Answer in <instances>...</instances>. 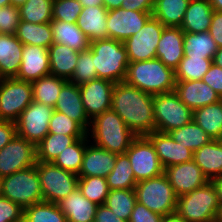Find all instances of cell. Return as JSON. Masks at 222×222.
<instances>
[{
    "label": "cell",
    "mask_w": 222,
    "mask_h": 222,
    "mask_svg": "<svg viewBox=\"0 0 222 222\" xmlns=\"http://www.w3.org/2000/svg\"><path fill=\"white\" fill-rule=\"evenodd\" d=\"M111 109L137 136L155 131L153 95L125 82L115 83Z\"/></svg>",
    "instance_id": "obj_1"
},
{
    "label": "cell",
    "mask_w": 222,
    "mask_h": 222,
    "mask_svg": "<svg viewBox=\"0 0 222 222\" xmlns=\"http://www.w3.org/2000/svg\"><path fill=\"white\" fill-rule=\"evenodd\" d=\"M124 82L150 95L172 92L175 89V72L159 59L129 63Z\"/></svg>",
    "instance_id": "obj_2"
},
{
    "label": "cell",
    "mask_w": 222,
    "mask_h": 222,
    "mask_svg": "<svg viewBox=\"0 0 222 222\" xmlns=\"http://www.w3.org/2000/svg\"><path fill=\"white\" fill-rule=\"evenodd\" d=\"M87 135L93 138L94 145L117 155L125 153L137 137L112 109L95 116L91 120Z\"/></svg>",
    "instance_id": "obj_3"
},
{
    "label": "cell",
    "mask_w": 222,
    "mask_h": 222,
    "mask_svg": "<svg viewBox=\"0 0 222 222\" xmlns=\"http://www.w3.org/2000/svg\"><path fill=\"white\" fill-rule=\"evenodd\" d=\"M97 78L124 82L129 60L124 43L106 38L90 42Z\"/></svg>",
    "instance_id": "obj_4"
},
{
    "label": "cell",
    "mask_w": 222,
    "mask_h": 222,
    "mask_svg": "<svg viewBox=\"0 0 222 222\" xmlns=\"http://www.w3.org/2000/svg\"><path fill=\"white\" fill-rule=\"evenodd\" d=\"M220 206L217 191L212 181L180 195L176 212L187 222H215Z\"/></svg>",
    "instance_id": "obj_5"
},
{
    "label": "cell",
    "mask_w": 222,
    "mask_h": 222,
    "mask_svg": "<svg viewBox=\"0 0 222 222\" xmlns=\"http://www.w3.org/2000/svg\"><path fill=\"white\" fill-rule=\"evenodd\" d=\"M0 195L18 204L23 210L43 202L37 162L32 167L1 178Z\"/></svg>",
    "instance_id": "obj_6"
},
{
    "label": "cell",
    "mask_w": 222,
    "mask_h": 222,
    "mask_svg": "<svg viewBox=\"0 0 222 222\" xmlns=\"http://www.w3.org/2000/svg\"><path fill=\"white\" fill-rule=\"evenodd\" d=\"M137 202L163 217L176 211L177 195L165 173L137 182Z\"/></svg>",
    "instance_id": "obj_7"
},
{
    "label": "cell",
    "mask_w": 222,
    "mask_h": 222,
    "mask_svg": "<svg viewBox=\"0 0 222 222\" xmlns=\"http://www.w3.org/2000/svg\"><path fill=\"white\" fill-rule=\"evenodd\" d=\"M155 131L168 133L193 121V110L172 91L153 96Z\"/></svg>",
    "instance_id": "obj_8"
},
{
    "label": "cell",
    "mask_w": 222,
    "mask_h": 222,
    "mask_svg": "<svg viewBox=\"0 0 222 222\" xmlns=\"http://www.w3.org/2000/svg\"><path fill=\"white\" fill-rule=\"evenodd\" d=\"M43 201L58 204L78 187L77 174L63 170L52 162L37 161Z\"/></svg>",
    "instance_id": "obj_9"
},
{
    "label": "cell",
    "mask_w": 222,
    "mask_h": 222,
    "mask_svg": "<svg viewBox=\"0 0 222 222\" xmlns=\"http://www.w3.org/2000/svg\"><path fill=\"white\" fill-rule=\"evenodd\" d=\"M32 101L31 82L15 78L0 79V120L16 122Z\"/></svg>",
    "instance_id": "obj_10"
},
{
    "label": "cell",
    "mask_w": 222,
    "mask_h": 222,
    "mask_svg": "<svg viewBox=\"0 0 222 222\" xmlns=\"http://www.w3.org/2000/svg\"><path fill=\"white\" fill-rule=\"evenodd\" d=\"M134 171L136 182L148 180L164 173L154 146L146 136H137L125 152Z\"/></svg>",
    "instance_id": "obj_11"
},
{
    "label": "cell",
    "mask_w": 222,
    "mask_h": 222,
    "mask_svg": "<svg viewBox=\"0 0 222 222\" xmlns=\"http://www.w3.org/2000/svg\"><path fill=\"white\" fill-rule=\"evenodd\" d=\"M54 111V107L32 101L15 122L17 136L36 146L49 133V121Z\"/></svg>",
    "instance_id": "obj_12"
},
{
    "label": "cell",
    "mask_w": 222,
    "mask_h": 222,
    "mask_svg": "<svg viewBox=\"0 0 222 222\" xmlns=\"http://www.w3.org/2000/svg\"><path fill=\"white\" fill-rule=\"evenodd\" d=\"M165 26L151 17L145 25L123 43L129 63L156 58V49Z\"/></svg>",
    "instance_id": "obj_13"
},
{
    "label": "cell",
    "mask_w": 222,
    "mask_h": 222,
    "mask_svg": "<svg viewBox=\"0 0 222 222\" xmlns=\"http://www.w3.org/2000/svg\"><path fill=\"white\" fill-rule=\"evenodd\" d=\"M36 146L15 136L0 150V179L36 165Z\"/></svg>",
    "instance_id": "obj_14"
},
{
    "label": "cell",
    "mask_w": 222,
    "mask_h": 222,
    "mask_svg": "<svg viewBox=\"0 0 222 222\" xmlns=\"http://www.w3.org/2000/svg\"><path fill=\"white\" fill-rule=\"evenodd\" d=\"M151 17L152 12H139L126 8L109 10L106 21L108 38L124 42L136 34Z\"/></svg>",
    "instance_id": "obj_15"
},
{
    "label": "cell",
    "mask_w": 222,
    "mask_h": 222,
    "mask_svg": "<svg viewBox=\"0 0 222 222\" xmlns=\"http://www.w3.org/2000/svg\"><path fill=\"white\" fill-rule=\"evenodd\" d=\"M114 82L107 79H94L79 85L82 103L90 120L112 106Z\"/></svg>",
    "instance_id": "obj_16"
},
{
    "label": "cell",
    "mask_w": 222,
    "mask_h": 222,
    "mask_svg": "<svg viewBox=\"0 0 222 222\" xmlns=\"http://www.w3.org/2000/svg\"><path fill=\"white\" fill-rule=\"evenodd\" d=\"M164 173L177 197L192 192L209 181L194 160L169 166Z\"/></svg>",
    "instance_id": "obj_17"
},
{
    "label": "cell",
    "mask_w": 222,
    "mask_h": 222,
    "mask_svg": "<svg viewBox=\"0 0 222 222\" xmlns=\"http://www.w3.org/2000/svg\"><path fill=\"white\" fill-rule=\"evenodd\" d=\"M50 75L48 49L42 46L24 45L22 62L15 79L33 82Z\"/></svg>",
    "instance_id": "obj_18"
},
{
    "label": "cell",
    "mask_w": 222,
    "mask_h": 222,
    "mask_svg": "<svg viewBox=\"0 0 222 222\" xmlns=\"http://www.w3.org/2000/svg\"><path fill=\"white\" fill-rule=\"evenodd\" d=\"M146 137L154 146L155 152L164 169L184 162L193 160L194 152L181 143L175 142L168 133L153 131Z\"/></svg>",
    "instance_id": "obj_19"
},
{
    "label": "cell",
    "mask_w": 222,
    "mask_h": 222,
    "mask_svg": "<svg viewBox=\"0 0 222 222\" xmlns=\"http://www.w3.org/2000/svg\"><path fill=\"white\" fill-rule=\"evenodd\" d=\"M54 109L76 121L86 132L90 129L91 120L84 110L78 85L67 81L62 86Z\"/></svg>",
    "instance_id": "obj_20"
},
{
    "label": "cell",
    "mask_w": 222,
    "mask_h": 222,
    "mask_svg": "<svg viewBox=\"0 0 222 222\" xmlns=\"http://www.w3.org/2000/svg\"><path fill=\"white\" fill-rule=\"evenodd\" d=\"M174 92L188 108H197L221 100L218 94L202 80L176 81Z\"/></svg>",
    "instance_id": "obj_21"
},
{
    "label": "cell",
    "mask_w": 222,
    "mask_h": 222,
    "mask_svg": "<svg viewBox=\"0 0 222 222\" xmlns=\"http://www.w3.org/2000/svg\"><path fill=\"white\" fill-rule=\"evenodd\" d=\"M184 32L180 27H165L161 34L156 58L174 71L184 57Z\"/></svg>",
    "instance_id": "obj_22"
},
{
    "label": "cell",
    "mask_w": 222,
    "mask_h": 222,
    "mask_svg": "<svg viewBox=\"0 0 222 222\" xmlns=\"http://www.w3.org/2000/svg\"><path fill=\"white\" fill-rule=\"evenodd\" d=\"M116 156L117 154L93 143L87 144L78 177L98 176L106 178L115 167Z\"/></svg>",
    "instance_id": "obj_23"
},
{
    "label": "cell",
    "mask_w": 222,
    "mask_h": 222,
    "mask_svg": "<svg viewBox=\"0 0 222 222\" xmlns=\"http://www.w3.org/2000/svg\"><path fill=\"white\" fill-rule=\"evenodd\" d=\"M108 10L103 5L83 6L76 25L87 36L89 42L108 38Z\"/></svg>",
    "instance_id": "obj_24"
},
{
    "label": "cell",
    "mask_w": 222,
    "mask_h": 222,
    "mask_svg": "<svg viewBox=\"0 0 222 222\" xmlns=\"http://www.w3.org/2000/svg\"><path fill=\"white\" fill-rule=\"evenodd\" d=\"M67 222H92L98 205L82 195L77 187L58 203Z\"/></svg>",
    "instance_id": "obj_25"
},
{
    "label": "cell",
    "mask_w": 222,
    "mask_h": 222,
    "mask_svg": "<svg viewBox=\"0 0 222 222\" xmlns=\"http://www.w3.org/2000/svg\"><path fill=\"white\" fill-rule=\"evenodd\" d=\"M23 47L16 35L0 34V79L17 76Z\"/></svg>",
    "instance_id": "obj_26"
},
{
    "label": "cell",
    "mask_w": 222,
    "mask_h": 222,
    "mask_svg": "<svg viewBox=\"0 0 222 222\" xmlns=\"http://www.w3.org/2000/svg\"><path fill=\"white\" fill-rule=\"evenodd\" d=\"M50 74L69 81L75 71L79 51L66 45L53 43L48 48Z\"/></svg>",
    "instance_id": "obj_27"
},
{
    "label": "cell",
    "mask_w": 222,
    "mask_h": 222,
    "mask_svg": "<svg viewBox=\"0 0 222 222\" xmlns=\"http://www.w3.org/2000/svg\"><path fill=\"white\" fill-rule=\"evenodd\" d=\"M213 12L208 0H191L180 26L181 30L190 33L209 31Z\"/></svg>",
    "instance_id": "obj_28"
},
{
    "label": "cell",
    "mask_w": 222,
    "mask_h": 222,
    "mask_svg": "<svg viewBox=\"0 0 222 222\" xmlns=\"http://www.w3.org/2000/svg\"><path fill=\"white\" fill-rule=\"evenodd\" d=\"M194 162L202 169L209 181L222 175V142L212 140L193 154Z\"/></svg>",
    "instance_id": "obj_29"
},
{
    "label": "cell",
    "mask_w": 222,
    "mask_h": 222,
    "mask_svg": "<svg viewBox=\"0 0 222 222\" xmlns=\"http://www.w3.org/2000/svg\"><path fill=\"white\" fill-rule=\"evenodd\" d=\"M51 28L53 43L66 45L79 52L89 49L90 42L76 23L52 20Z\"/></svg>",
    "instance_id": "obj_30"
},
{
    "label": "cell",
    "mask_w": 222,
    "mask_h": 222,
    "mask_svg": "<svg viewBox=\"0 0 222 222\" xmlns=\"http://www.w3.org/2000/svg\"><path fill=\"white\" fill-rule=\"evenodd\" d=\"M191 0H154L152 17L165 27H180Z\"/></svg>",
    "instance_id": "obj_31"
},
{
    "label": "cell",
    "mask_w": 222,
    "mask_h": 222,
    "mask_svg": "<svg viewBox=\"0 0 222 222\" xmlns=\"http://www.w3.org/2000/svg\"><path fill=\"white\" fill-rule=\"evenodd\" d=\"M15 35L23 45L42 46L48 49L53 44L51 22L34 24L20 20Z\"/></svg>",
    "instance_id": "obj_32"
},
{
    "label": "cell",
    "mask_w": 222,
    "mask_h": 222,
    "mask_svg": "<svg viewBox=\"0 0 222 222\" xmlns=\"http://www.w3.org/2000/svg\"><path fill=\"white\" fill-rule=\"evenodd\" d=\"M193 121L213 140H219L222 136V99L193 110Z\"/></svg>",
    "instance_id": "obj_33"
},
{
    "label": "cell",
    "mask_w": 222,
    "mask_h": 222,
    "mask_svg": "<svg viewBox=\"0 0 222 222\" xmlns=\"http://www.w3.org/2000/svg\"><path fill=\"white\" fill-rule=\"evenodd\" d=\"M83 137L84 136H67L64 134L48 133L36 145V160L39 162H53L66 147Z\"/></svg>",
    "instance_id": "obj_34"
},
{
    "label": "cell",
    "mask_w": 222,
    "mask_h": 222,
    "mask_svg": "<svg viewBox=\"0 0 222 222\" xmlns=\"http://www.w3.org/2000/svg\"><path fill=\"white\" fill-rule=\"evenodd\" d=\"M184 56H197L202 59H212L218 46L209 31L200 33L184 32Z\"/></svg>",
    "instance_id": "obj_35"
},
{
    "label": "cell",
    "mask_w": 222,
    "mask_h": 222,
    "mask_svg": "<svg viewBox=\"0 0 222 222\" xmlns=\"http://www.w3.org/2000/svg\"><path fill=\"white\" fill-rule=\"evenodd\" d=\"M66 82L67 80L51 74L31 82L33 101L54 107Z\"/></svg>",
    "instance_id": "obj_36"
},
{
    "label": "cell",
    "mask_w": 222,
    "mask_h": 222,
    "mask_svg": "<svg viewBox=\"0 0 222 222\" xmlns=\"http://www.w3.org/2000/svg\"><path fill=\"white\" fill-rule=\"evenodd\" d=\"M168 134L175 142L181 143L182 146L193 152L213 140L212 137L206 134V132L194 121L180 128L171 130Z\"/></svg>",
    "instance_id": "obj_37"
},
{
    "label": "cell",
    "mask_w": 222,
    "mask_h": 222,
    "mask_svg": "<svg viewBox=\"0 0 222 222\" xmlns=\"http://www.w3.org/2000/svg\"><path fill=\"white\" fill-rule=\"evenodd\" d=\"M106 179L109 190L135 188L137 182L126 153L116 156L115 167Z\"/></svg>",
    "instance_id": "obj_38"
},
{
    "label": "cell",
    "mask_w": 222,
    "mask_h": 222,
    "mask_svg": "<svg viewBox=\"0 0 222 222\" xmlns=\"http://www.w3.org/2000/svg\"><path fill=\"white\" fill-rule=\"evenodd\" d=\"M88 138L90 137L86 134L83 138L78 139L75 143L66 147L52 163L63 170L78 175L82 167L86 146L90 142Z\"/></svg>",
    "instance_id": "obj_39"
},
{
    "label": "cell",
    "mask_w": 222,
    "mask_h": 222,
    "mask_svg": "<svg viewBox=\"0 0 222 222\" xmlns=\"http://www.w3.org/2000/svg\"><path fill=\"white\" fill-rule=\"evenodd\" d=\"M136 202L134 189H115L109 190L105 205L119 218L129 222Z\"/></svg>",
    "instance_id": "obj_40"
},
{
    "label": "cell",
    "mask_w": 222,
    "mask_h": 222,
    "mask_svg": "<svg viewBox=\"0 0 222 222\" xmlns=\"http://www.w3.org/2000/svg\"><path fill=\"white\" fill-rule=\"evenodd\" d=\"M212 64V59H202V57L197 56H184L174 71L175 80H202L203 76L208 72Z\"/></svg>",
    "instance_id": "obj_41"
},
{
    "label": "cell",
    "mask_w": 222,
    "mask_h": 222,
    "mask_svg": "<svg viewBox=\"0 0 222 222\" xmlns=\"http://www.w3.org/2000/svg\"><path fill=\"white\" fill-rule=\"evenodd\" d=\"M54 0H27L19 7L20 19L34 24L51 22Z\"/></svg>",
    "instance_id": "obj_42"
},
{
    "label": "cell",
    "mask_w": 222,
    "mask_h": 222,
    "mask_svg": "<svg viewBox=\"0 0 222 222\" xmlns=\"http://www.w3.org/2000/svg\"><path fill=\"white\" fill-rule=\"evenodd\" d=\"M23 222H67L58 204L40 202L23 210Z\"/></svg>",
    "instance_id": "obj_43"
},
{
    "label": "cell",
    "mask_w": 222,
    "mask_h": 222,
    "mask_svg": "<svg viewBox=\"0 0 222 222\" xmlns=\"http://www.w3.org/2000/svg\"><path fill=\"white\" fill-rule=\"evenodd\" d=\"M78 188L84 197L97 205L105 204L109 193L107 179L98 176L79 177Z\"/></svg>",
    "instance_id": "obj_44"
},
{
    "label": "cell",
    "mask_w": 222,
    "mask_h": 222,
    "mask_svg": "<svg viewBox=\"0 0 222 222\" xmlns=\"http://www.w3.org/2000/svg\"><path fill=\"white\" fill-rule=\"evenodd\" d=\"M94 79H97V72L94 69L92 50L89 48L79 52L77 65L69 82L79 86Z\"/></svg>",
    "instance_id": "obj_45"
},
{
    "label": "cell",
    "mask_w": 222,
    "mask_h": 222,
    "mask_svg": "<svg viewBox=\"0 0 222 222\" xmlns=\"http://www.w3.org/2000/svg\"><path fill=\"white\" fill-rule=\"evenodd\" d=\"M49 133L67 136H85L87 132L74 120L64 113L54 111L49 121Z\"/></svg>",
    "instance_id": "obj_46"
},
{
    "label": "cell",
    "mask_w": 222,
    "mask_h": 222,
    "mask_svg": "<svg viewBox=\"0 0 222 222\" xmlns=\"http://www.w3.org/2000/svg\"><path fill=\"white\" fill-rule=\"evenodd\" d=\"M82 7L79 0H54L52 19L76 23Z\"/></svg>",
    "instance_id": "obj_47"
},
{
    "label": "cell",
    "mask_w": 222,
    "mask_h": 222,
    "mask_svg": "<svg viewBox=\"0 0 222 222\" xmlns=\"http://www.w3.org/2000/svg\"><path fill=\"white\" fill-rule=\"evenodd\" d=\"M19 7L12 5L0 8V34L15 35L20 23Z\"/></svg>",
    "instance_id": "obj_48"
},
{
    "label": "cell",
    "mask_w": 222,
    "mask_h": 222,
    "mask_svg": "<svg viewBox=\"0 0 222 222\" xmlns=\"http://www.w3.org/2000/svg\"><path fill=\"white\" fill-rule=\"evenodd\" d=\"M0 222H23V209L0 195Z\"/></svg>",
    "instance_id": "obj_49"
},
{
    "label": "cell",
    "mask_w": 222,
    "mask_h": 222,
    "mask_svg": "<svg viewBox=\"0 0 222 222\" xmlns=\"http://www.w3.org/2000/svg\"><path fill=\"white\" fill-rule=\"evenodd\" d=\"M163 216L152 212L139 202L135 203L129 222H163Z\"/></svg>",
    "instance_id": "obj_50"
},
{
    "label": "cell",
    "mask_w": 222,
    "mask_h": 222,
    "mask_svg": "<svg viewBox=\"0 0 222 222\" xmlns=\"http://www.w3.org/2000/svg\"><path fill=\"white\" fill-rule=\"evenodd\" d=\"M202 81L212 88L222 99V68L212 64Z\"/></svg>",
    "instance_id": "obj_51"
},
{
    "label": "cell",
    "mask_w": 222,
    "mask_h": 222,
    "mask_svg": "<svg viewBox=\"0 0 222 222\" xmlns=\"http://www.w3.org/2000/svg\"><path fill=\"white\" fill-rule=\"evenodd\" d=\"M17 135L16 123L0 120V150Z\"/></svg>",
    "instance_id": "obj_52"
},
{
    "label": "cell",
    "mask_w": 222,
    "mask_h": 222,
    "mask_svg": "<svg viewBox=\"0 0 222 222\" xmlns=\"http://www.w3.org/2000/svg\"><path fill=\"white\" fill-rule=\"evenodd\" d=\"M209 33L219 48L222 47V12L214 11Z\"/></svg>",
    "instance_id": "obj_53"
},
{
    "label": "cell",
    "mask_w": 222,
    "mask_h": 222,
    "mask_svg": "<svg viewBox=\"0 0 222 222\" xmlns=\"http://www.w3.org/2000/svg\"><path fill=\"white\" fill-rule=\"evenodd\" d=\"M154 0H125L121 3V8L139 12H152Z\"/></svg>",
    "instance_id": "obj_54"
},
{
    "label": "cell",
    "mask_w": 222,
    "mask_h": 222,
    "mask_svg": "<svg viewBox=\"0 0 222 222\" xmlns=\"http://www.w3.org/2000/svg\"><path fill=\"white\" fill-rule=\"evenodd\" d=\"M96 222H126L113 213L105 204L98 205L95 219Z\"/></svg>",
    "instance_id": "obj_55"
},
{
    "label": "cell",
    "mask_w": 222,
    "mask_h": 222,
    "mask_svg": "<svg viewBox=\"0 0 222 222\" xmlns=\"http://www.w3.org/2000/svg\"><path fill=\"white\" fill-rule=\"evenodd\" d=\"M125 0H104L103 6L109 11L112 9L121 8V3Z\"/></svg>",
    "instance_id": "obj_56"
},
{
    "label": "cell",
    "mask_w": 222,
    "mask_h": 222,
    "mask_svg": "<svg viewBox=\"0 0 222 222\" xmlns=\"http://www.w3.org/2000/svg\"><path fill=\"white\" fill-rule=\"evenodd\" d=\"M217 191L219 203H222V175L211 180Z\"/></svg>",
    "instance_id": "obj_57"
},
{
    "label": "cell",
    "mask_w": 222,
    "mask_h": 222,
    "mask_svg": "<svg viewBox=\"0 0 222 222\" xmlns=\"http://www.w3.org/2000/svg\"><path fill=\"white\" fill-rule=\"evenodd\" d=\"M163 222H187V221L175 211L173 213L166 215L163 218Z\"/></svg>",
    "instance_id": "obj_58"
},
{
    "label": "cell",
    "mask_w": 222,
    "mask_h": 222,
    "mask_svg": "<svg viewBox=\"0 0 222 222\" xmlns=\"http://www.w3.org/2000/svg\"><path fill=\"white\" fill-rule=\"evenodd\" d=\"M213 64L222 68V47L218 48L213 58Z\"/></svg>",
    "instance_id": "obj_59"
},
{
    "label": "cell",
    "mask_w": 222,
    "mask_h": 222,
    "mask_svg": "<svg viewBox=\"0 0 222 222\" xmlns=\"http://www.w3.org/2000/svg\"><path fill=\"white\" fill-rule=\"evenodd\" d=\"M214 11L222 12V0H208Z\"/></svg>",
    "instance_id": "obj_60"
},
{
    "label": "cell",
    "mask_w": 222,
    "mask_h": 222,
    "mask_svg": "<svg viewBox=\"0 0 222 222\" xmlns=\"http://www.w3.org/2000/svg\"><path fill=\"white\" fill-rule=\"evenodd\" d=\"M82 3V6H95L102 5L104 0H79Z\"/></svg>",
    "instance_id": "obj_61"
},
{
    "label": "cell",
    "mask_w": 222,
    "mask_h": 222,
    "mask_svg": "<svg viewBox=\"0 0 222 222\" xmlns=\"http://www.w3.org/2000/svg\"><path fill=\"white\" fill-rule=\"evenodd\" d=\"M215 222H222V203H220V206L218 208Z\"/></svg>",
    "instance_id": "obj_62"
},
{
    "label": "cell",
    "mask_w": 222,
    "mask_h": 222,
    "mask_svg": "<svg viewBox=\"0 0 222 222\" xmlns=\"http://www.w3.org/2000/svg\"><path fill=\"white\" fill-rule=\"evenodd\" d=\"M11 5L15 7H20L21 5H24L27 0H10Z\"/></svg>",
    "instance_id": "obj_63"
},
{
    "label": "cell",
    "mask_w": 222,
    "mask_h": 222,
    "mask_svg": "<svg viewBox=\"0 0 222 222\" xmlns=\"http://www.w3.org/2000/svg\"><path fill=\"white\" fill-rule=\"evenodd\" d=\"M11 5L10 0H0V8Z\"/></svg>",
    "instance_id": "obj_64"
}]
</instances>
